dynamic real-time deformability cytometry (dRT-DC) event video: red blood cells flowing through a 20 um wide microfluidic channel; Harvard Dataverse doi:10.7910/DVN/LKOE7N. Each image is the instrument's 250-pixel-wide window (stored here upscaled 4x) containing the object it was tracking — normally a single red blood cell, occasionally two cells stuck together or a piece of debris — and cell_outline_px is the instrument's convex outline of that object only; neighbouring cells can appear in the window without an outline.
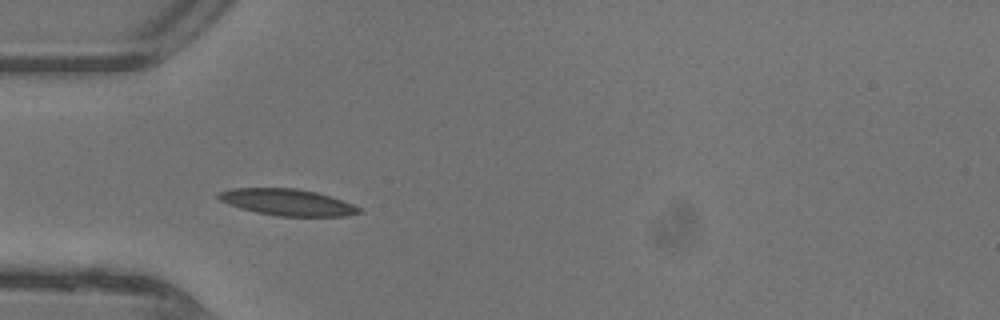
{"species": "common noctule bat (a hibernating species)", "species_latin": "Nyctalus noctula", "temperature_condition": "warm", "stored_images_in_passage": 33, "camera_frame_rate_fps": 3000, "um_per_image_px": 0.085, "animal": {"sex": "female"}, "frame": {"image": 1, "passage_image": 1, "time_ms": 0.0, "image_size_px": [1000, 320], "cell_outline_px": [[364, 212], [344, 216], [276, 216], [256, 212], [240, 208], [228, 204], [220, 200], [216, 196], [216, 192], [232, 188], [296, 188], [316, 192], [332, 196], [352, 204], [360, 208]], "centroid_in_image_um": [24.41, 17.18], "position_along_channel_um": 60.6, "area_um2": 21.85}}
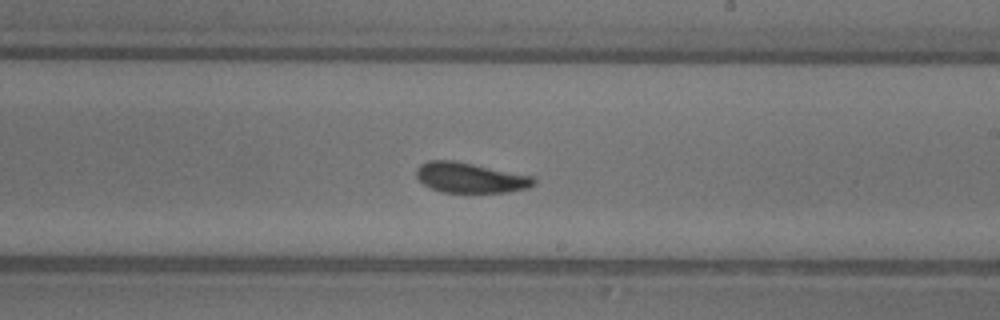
{"frame": {"image": 2, "passage_image": 14, "time_ms": 4.333, "image_size_px": [1000, 320], "cell_outline_px": [[536, 184], [528, 188], [508, 192], [444, 192], [432, 188], [424, 184], [416, 176], [416, 168], [420, 164], [428, 160], [452, 160], [532, 176], [536, 180]], "centroid_in_image_um": [39.96, 15.1], "position_along_channel_um": 249.0, "area_um2": 20.46}}
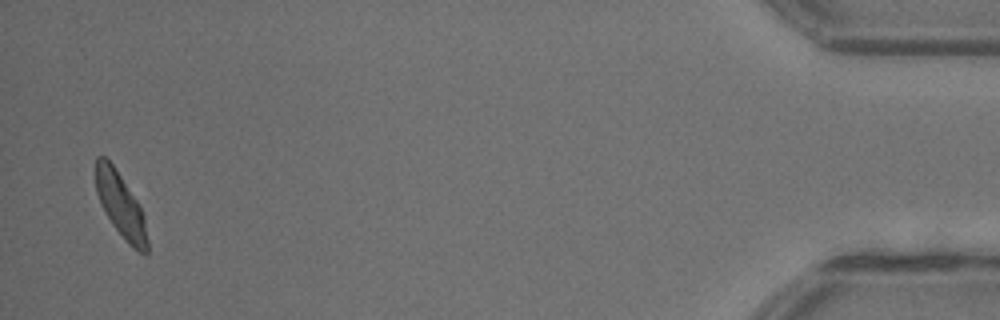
{"frame": {"image": 3, "passage_image": 32, "time_ms": 10.333, "image_size_px": [1000, 320], "cell_outline_px": [[148, 252], [144, 256], [132, 248], [128, 244], [112, 224], [104, 212], [100, 204], [96, 192], [96, 156], [104, 156], [112, 164], [140, 204], [144, 216], [148, 240]], "centroid_in_image_um": [10.28, 17.5], "position_along_channel_um": 424.9, "area_um2": 19.54}, "authors_computed_cell_mechanics": {"area_um2": 20.4612, "velocity_mm_per_s": 4.4199, "shape_relaxation_time_tau1_ms": 3.056, "shape_relaxation_time_tau2_ms": 1.8428, "deformation_change_tau1": 0.1085, "deformation_change_tau2": 0.087}}